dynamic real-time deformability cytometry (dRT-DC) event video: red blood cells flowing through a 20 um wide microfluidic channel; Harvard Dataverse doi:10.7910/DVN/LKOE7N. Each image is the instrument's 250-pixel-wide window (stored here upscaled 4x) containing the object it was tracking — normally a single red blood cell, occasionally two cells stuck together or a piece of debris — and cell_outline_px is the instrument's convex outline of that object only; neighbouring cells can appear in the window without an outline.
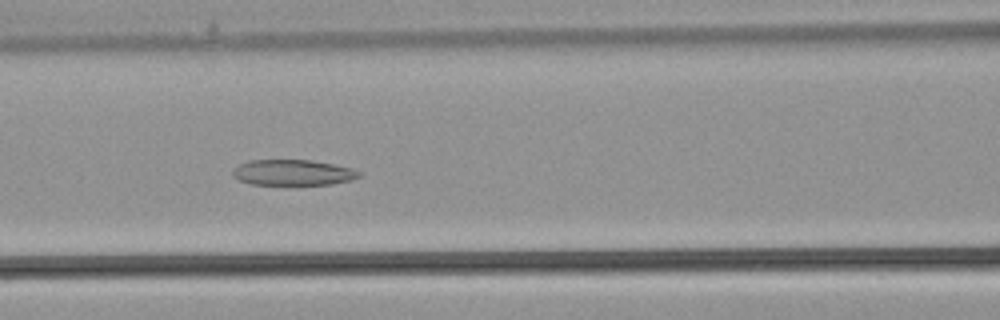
{"species": "common noctule bat (a hibernating species)", "species_latin": "Nyctalus noctula", "temperature_condition": "warm", "stored_images_in_passage": 17, "camera_frame_rate_fps": 3000, "um_per_image_px": 0.085, "animal": {"sex": "male", "body_mass_g": 21.5, "forearm_length_mm": 52.0}, "frame": {"image": 1, "passage_image": 15, "time_ms": 4.667, "image_size_px": [1000, 320], "cell_outline_px": [[360, 176], [352, 180], [332, 184], [248, 184], [232, 176], [232, 172], [240, 164], [248, 160], [312, 160], [352, 168], [360, 172]], "centroid_in_image_um": [24.9, 14.66], "position_along_channel_um": 141.7, "area_um2": 18.79}}
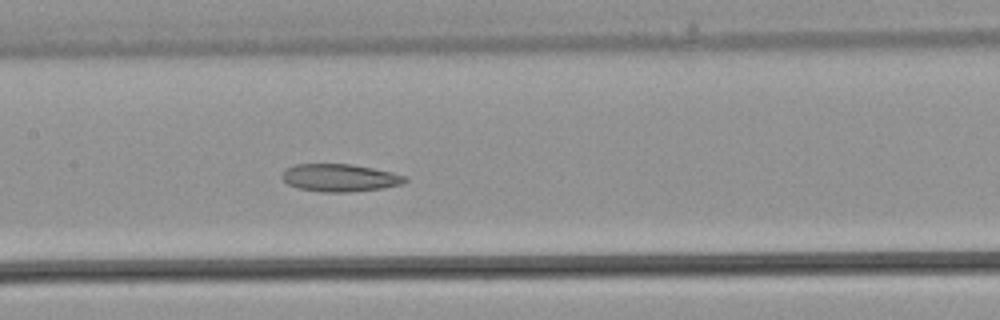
{"frame": {"image": 2, "passage_image": 17, "time_ms": 5.333, "image_size_px": [1000, 320], "cell_outline_px": [[408, 180], [404, 184], [384, 188], [348, 192], [320, 192], [296, 188], [288, 184], [280, 176], [284, 168], [296, 164], [352, 164], [392, 172], [404, 176]], "centroid_in_image_um": [28.85, 15.11], "position_along_channel_um": 178.5, "area_um2": 20.0}}